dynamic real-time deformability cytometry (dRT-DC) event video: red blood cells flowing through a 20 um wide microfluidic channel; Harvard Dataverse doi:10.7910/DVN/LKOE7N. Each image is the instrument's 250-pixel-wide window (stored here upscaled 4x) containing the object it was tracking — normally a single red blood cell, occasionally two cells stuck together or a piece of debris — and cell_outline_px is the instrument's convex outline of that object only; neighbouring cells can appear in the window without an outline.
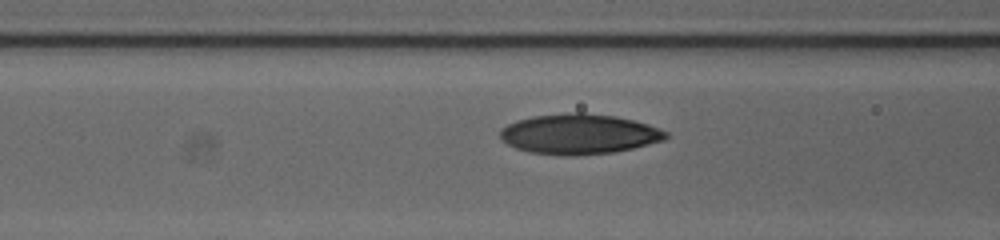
{"species": "human", "species_latin": "Homo sapiens", "temperature_condition": "cold", "stored_images_in_passage": 13, "camera_frame_rate_fps": 3000, "um_per_image_px": 0.085, "donor": {"sex": "female"}, "frame": {"image": 1, "passage_image": 11, "time_ms": 3.333, "image_size_px": [1000, 240], "cell_outline_px": [[668, 136], [664, 140], [632, 148], [612, 152], [576, 156], [568, 156], [528, 152], [516, 148], [500, 140], [500, 128], [516, 120], [532, 116], [576, 112], [584, 112], [616, 116], [648, 124], [660, 128], [668, 132]], "centroid_in_image_um": [49.2, 11.39], "position_along_channel_um": 117.4, "area_um2": 38.96}}